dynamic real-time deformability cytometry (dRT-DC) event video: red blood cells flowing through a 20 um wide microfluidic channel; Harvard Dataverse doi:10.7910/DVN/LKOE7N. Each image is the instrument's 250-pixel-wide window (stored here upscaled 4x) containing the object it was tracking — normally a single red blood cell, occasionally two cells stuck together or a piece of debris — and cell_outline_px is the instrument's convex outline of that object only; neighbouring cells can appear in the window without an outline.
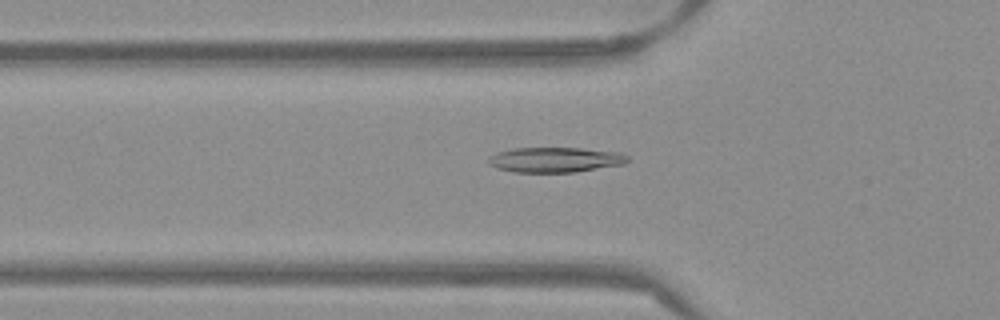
{"species": "Egyptian fruit bat (a non-hibernating species)", "species_latin": "Rousettus aegyptiacus", "temperature_condition": "warm", "stored_images_in_passage": 43, "camera_frame_rate_fps": 3000, "um_per_image_px": 0.085, "frame": {"image": 1, "passage_image": 9, "time_ms": 2.667, "image_size_px": [1000, 320], "cell_outline_px": [[628, 160], [624, 164], [576, 172], [512, 172], [496, 168], [488, 164], [488, 156], [496, 152], [512, 148], [580, 148], [620, 152], [628, 156]], "centroid_in_image_um": [47.15, 13.58], "position_along_channel_um": 78.7, "area_um2": 20.52}}
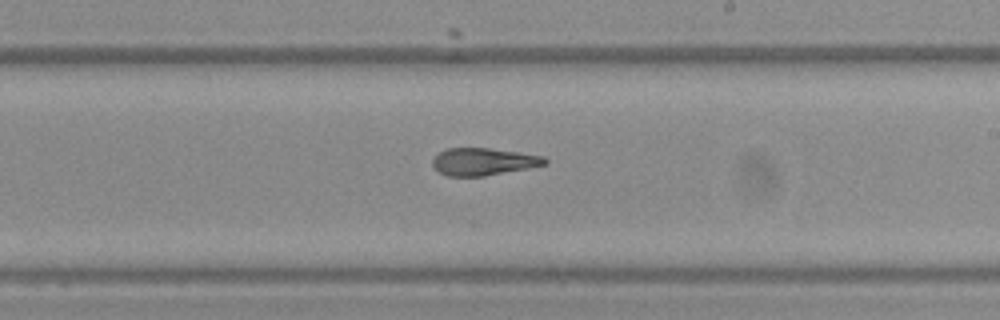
{"frame": {"image": 2, "passage_image": 22, "time_ms": 7.0, "image_size_px": [1000, 320], "cell_outline_px": [[548, 164], [528, 168], [484, 176], [448, 176], [440, 172], [432, 164], [432, 160], [440, 152], [448, 148], [488, 148], [520, 152], [544, 156], [548, 160]], "centroid_in_image_um": [41.13, 13.73], "position_along_channel_um": 247.9, "area_um2": 17.8}}
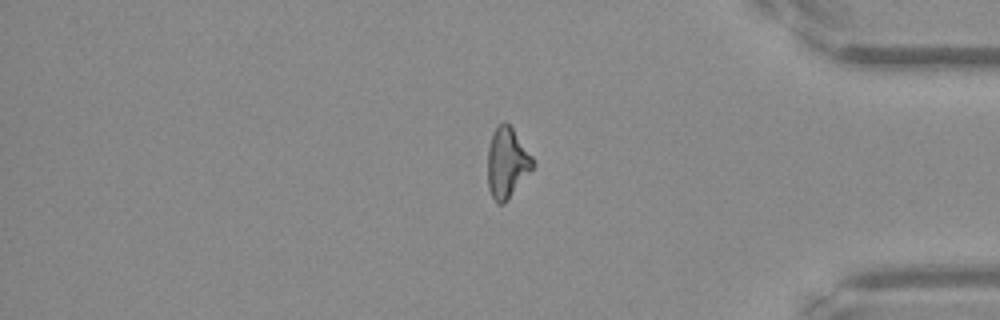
{"frame": {"image": 3, "passage_image": 35, "time_ms": 11.333, "image_size_px": [1000, 320], "cell_outline_px": [[536, 164], [508, 200], [504, 204], [496, 204], [488, 188], [488, 148], [492, 136], [496, 128], [504, 120], [512, 128], [532, 156]], "centroid_in_image_um": [43.1, 13.88], "position_along_channel_um": 392.1, "area_um2": 18.38}, "authors_computed_cell_mechanics": {"area_um2": 18.9006, "velocity_mm_per_s": 3.8783, "shape_relaxation_time_tau1_ms": null, "shape_relaxation_time_tau2_ms": 2.1606, "deformation_change_tau1": null, "deformation_change_tau2": 0.1052}}